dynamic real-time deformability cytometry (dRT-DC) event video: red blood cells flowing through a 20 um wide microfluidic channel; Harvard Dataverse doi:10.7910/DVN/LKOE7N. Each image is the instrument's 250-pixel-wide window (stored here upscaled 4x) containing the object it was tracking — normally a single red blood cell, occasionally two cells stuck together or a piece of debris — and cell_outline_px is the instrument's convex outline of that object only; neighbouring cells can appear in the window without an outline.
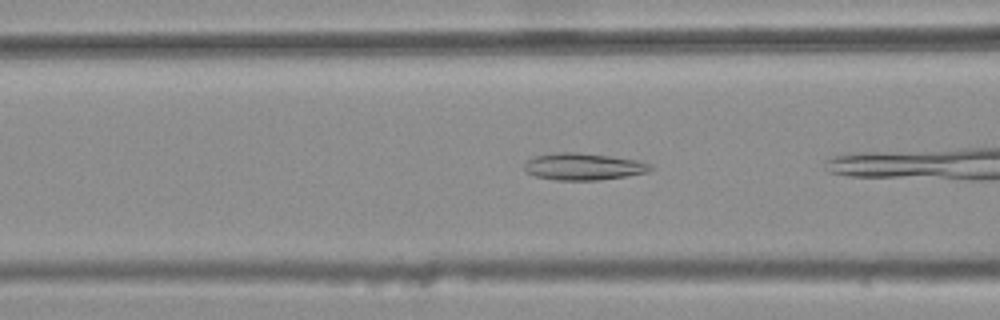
{"species": "common noctule bat (a hibernating species)", "species_latin": "Nyctalus noctula", "temperature_condition": "warm", "stored_images_in_passage": 8, "camera_frame_rate_fps": 3000, "um_per_image_px": 0.085, "animal": {"sex": "female", "body_mass_g": 25.1}, "frame": {"image": 1, "passage_image": 4, "time_ms": 1.0, "image_size_px": [1000, 320], "cell_outline_px": [[652, 168], [648, 172], [624, 176], [596, 180], [556, 180], [536, 176], [524, 172], [524, 160], [532, 156], [556, 152], [576, 152], [608, 156], [636, 160], [648, 164]], "centroid_in_image_um": [49.47, 14.15], "position_along_channel_um": 117.1, "area_um2": 19.71}}
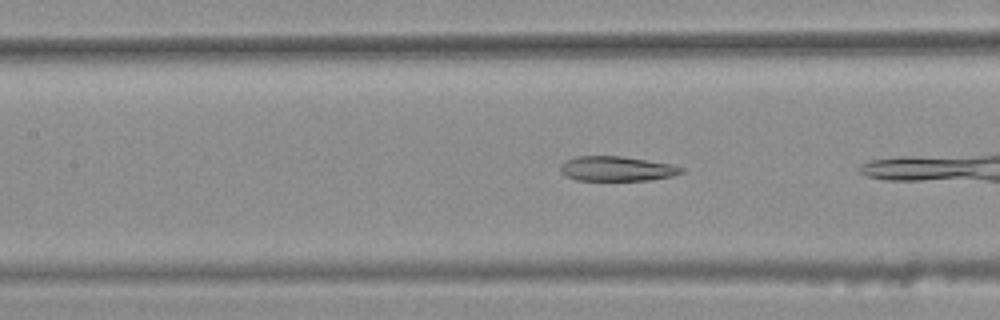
{"frame": {"image": 2, "passage_image": 7, "time_ms": 2.0, "image_size_px": [1000, 320], "cell_outline_px": [[684, 172], [672, 176], [648, 180], [576, 180], [560, 172], [560, 164], [576, 156], [620, 156], [672, 164], [684, 168]], "centroid_in_image_um": [52.43, 14.34], "position_along_channel_um": 155.0, "area_um2": 17.34}}